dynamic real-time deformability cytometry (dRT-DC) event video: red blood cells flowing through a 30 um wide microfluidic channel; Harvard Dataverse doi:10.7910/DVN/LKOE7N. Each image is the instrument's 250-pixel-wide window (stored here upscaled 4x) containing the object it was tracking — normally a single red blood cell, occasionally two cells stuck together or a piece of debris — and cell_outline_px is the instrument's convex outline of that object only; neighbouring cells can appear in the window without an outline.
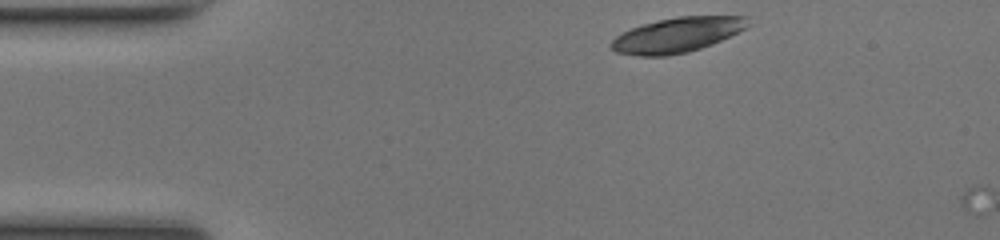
{"species": "common noctule bat (a hibernating species)", "species_latin": "Nyctalus noctula", "temperature_condition": "room temperature", "stored_images_in_passage": 2, "camera_frame_rate_fps": 3000, "um_per_image_px": 0.085, "animal": {"sex": "female", "body_mass_g": 17.0, "forearm_length_mm": 48.0}, "frame": {"image": 1, "passage_image": 1, "time_ms": 0.0, "image_size_px": [1000, 240], "cell_outline_px": [[748, 24], [744, 28], [712, 44], [688, 52], [668, 56], [640, 56], [616, 52], [608, 44], [616, 36], [632, 28], [644, 24], [660, 20], [680, 16], [748, 16]], "centroid_in_image_um": [57.52, 2.98], "position_along_channel_um": 27.5, "area_um2": 27.4}}